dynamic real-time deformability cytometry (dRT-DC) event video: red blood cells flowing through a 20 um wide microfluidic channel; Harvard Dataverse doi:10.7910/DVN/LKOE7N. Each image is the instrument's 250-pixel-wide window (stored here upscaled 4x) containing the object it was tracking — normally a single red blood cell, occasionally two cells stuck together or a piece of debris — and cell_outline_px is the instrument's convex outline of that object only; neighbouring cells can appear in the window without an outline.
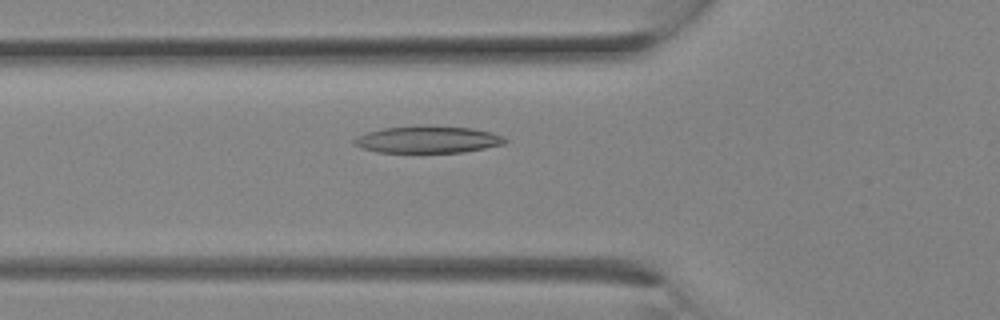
{"species": "Egyptian fruit bat (a non-hibernating species)", "species_latin": "Rousettus aegyptiacus", "temperature_condition": "room temperature", "stored_images_in_passage": 7, "camera_frame_rate_fps": 3000, "um_per_image_px": 0.085, "animal": {"sex": "female"}, "frame": {"image": 1, "passage_image": 5, "time_ms": 1.333, "image_size_px": [1000, 320], "cell_outline_px": [[508, 140], [504, 144], [464, 152], [376, 152], [360, 148], [352, 144], [352, 140], [356, 136], [364, 132], [384, 128], [412, 124], [428, 124], [472, 128], [492, 132]], "centroid_in_image_um": [36.28, 11.83], "position_along_channel_um": 89.5, "area_um2": 24.39}}
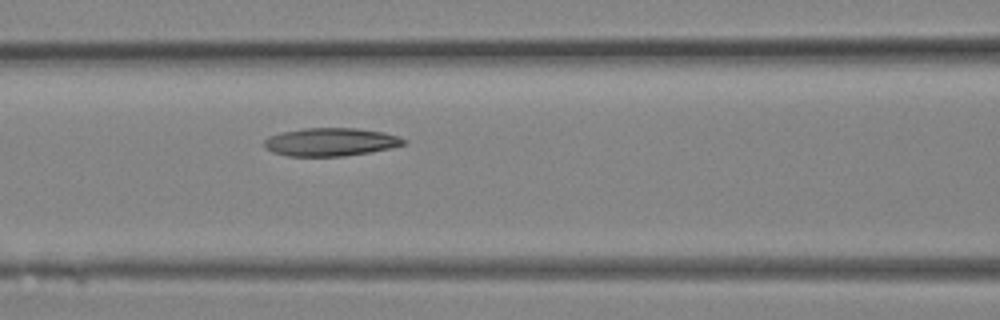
{"frame": {"image": 2, "passage_image": 7, "time_ms": 2.0, "image_size_px": [1000, 320], "cell_outline_px": [[408, 144], [368, 152], [344, 156], [288, 156], [272, 152], [264, 148], [264, 140], [268, 136], [280, 132], [304, 128], [356, 128], [384, 132], [408, 140]], "centroid_in_image_um": [28.07, 12.06], "position_along_channel_um": 138.5, "area_um2": 22.95}}